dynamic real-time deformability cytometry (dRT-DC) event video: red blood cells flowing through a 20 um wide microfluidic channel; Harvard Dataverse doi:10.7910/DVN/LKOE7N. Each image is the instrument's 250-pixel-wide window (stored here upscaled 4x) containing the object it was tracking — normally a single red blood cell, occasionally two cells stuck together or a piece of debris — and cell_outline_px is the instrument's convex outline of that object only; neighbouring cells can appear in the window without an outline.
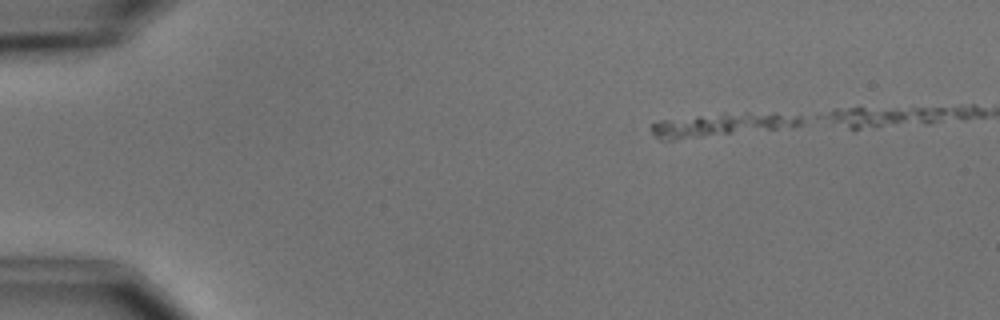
{"species": "common noctule bat (a hibernating species)", "species_latin": "Nyctalus noctula", "temperature_condition": "cold", "stored_images_in_passage": 4, "camera_frame_rate_fps": 3000, "um_per_image_px": 0.085, "animal": {"sex": "male", "body_mass_g": 15.6}, "frame": {"image": 1, "passage_image": 1, "time_ms": 0.0, "image_size_px": [1000, 320], "cell_outline_px": [[808, 120], [800, 124], [776, 128], [672, 140], [660, 140], [652, 132], [652, 124], [660, 120], [724, 112], [748, 112], [800, 116]], "centroid_in_image_um": [61.25, 10.58], "position_along_channel_um": 23.7, "area_um2": 19.83}}
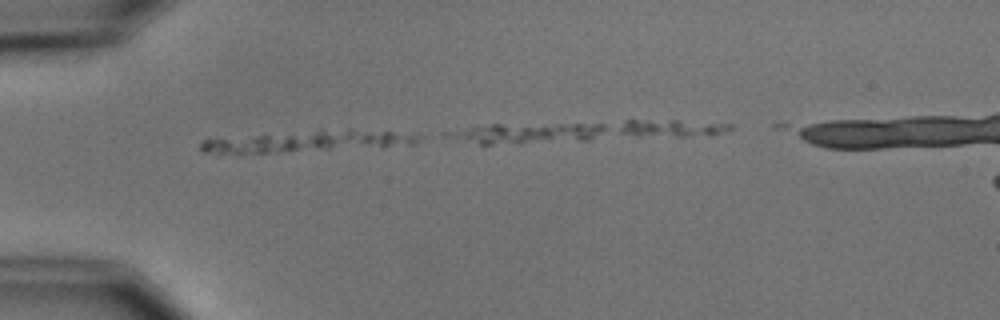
{"frame": {"image": 2, "passage_image": 3, "time_ms": 3.333, "image_size_px": [1000, 320], "cell_outline_px": [[424, 136], [420, 140], [412, 144], [276, 152], [204, 152], [200, 148], [200, 144], [204, 140], [348, 128], [352, 128], [392, 132]], "centroid_in_image_um": [26.29, 11.99], "position_along_channel_um": 58.7, "area_um2": 25.26}}